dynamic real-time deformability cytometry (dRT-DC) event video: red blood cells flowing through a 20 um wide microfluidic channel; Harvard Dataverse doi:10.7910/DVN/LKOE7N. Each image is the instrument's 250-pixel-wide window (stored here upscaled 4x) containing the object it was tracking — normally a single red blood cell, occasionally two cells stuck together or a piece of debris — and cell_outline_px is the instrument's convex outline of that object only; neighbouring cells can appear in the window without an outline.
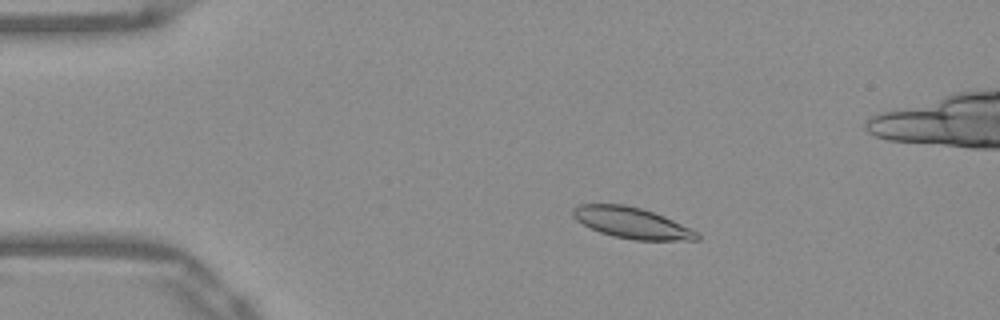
{"species": "Egyptian fruit bat (a non-hibernating species)", "species_latin": "Rousettus aegyptiacus", "temperature_condition": "warm", "stored_images_in_passage": 52, "camera_frame_rate_fps": 3000, "um_per_image_px": 0.085, "frame": {"image": 1, "passage_image": 9, "time_ms": 2.667, "image_size_px": [1000, 320], "cell_outline_px": [[700, 240], [632, 240], [612, 236], [600, 232], [576, 220], [572, 216], [572, 208], [580, 204], [624, 204], [640, 208], [664, 216], [696, 232], [700, 236]], "centroid_in_image_um": [53.66, 18.94], "position_along_channel_um": 31.3, "area_um2": 22.2}}
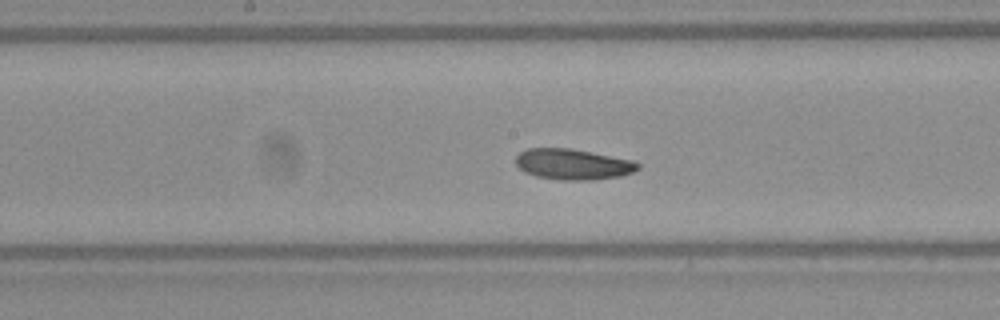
{"frame": {"image": 2, "passage_image": 26, "time_ms": 8.333, "image_size_px": [1000, 320], "cell_outline_px": [[640, 168], [632, 172], [620, 176], [596, 180], [560, 180], [536, 176], [524, 172], [516, 164], [516, 156], [520, 152], [528, 148], [568, 148], [592, 152], [632, 160], [640, 164]], "centroid_in_image_um": [48.7, 13.97], "position_along_channel_um": 199.5, "area_um2": 21.91}}
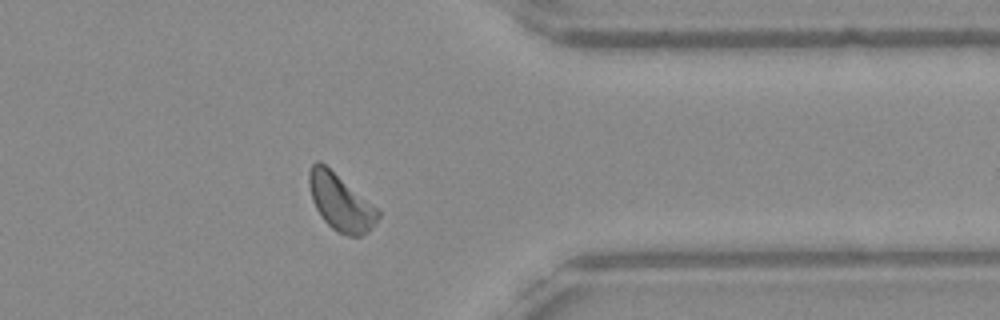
{"frame": {"image": 3, "passage_image": 41, "time_ms": 13.333, "image_size_px": [1000, 320], "cell_outline_px": [[380, 216], [372, 228], [368, 232], [360, 236], [348, 236], [332, 228], [324, 220], [316, 208], [312, 200], [308, 184], [308, 172], [312, 164], [316, 160], [320, 160], [376, 208], [380, 212]], "centroid_in_image_um": [28.91, 17.19], "position_along_channel_um": 382.5, "area_um2": 22.37}, "authors_computed_cell_mechanics": {"area_um2": 22.1374, "velocity_mm_per_s": 3.8799, "shape_relaxation_time_tau1_ms": 5.0678, "shape_relaxation_time_tau2_ms": 5.7701, "deformation_change_tau1": 0.0984, "deformation_change_tau2": 0.122}}